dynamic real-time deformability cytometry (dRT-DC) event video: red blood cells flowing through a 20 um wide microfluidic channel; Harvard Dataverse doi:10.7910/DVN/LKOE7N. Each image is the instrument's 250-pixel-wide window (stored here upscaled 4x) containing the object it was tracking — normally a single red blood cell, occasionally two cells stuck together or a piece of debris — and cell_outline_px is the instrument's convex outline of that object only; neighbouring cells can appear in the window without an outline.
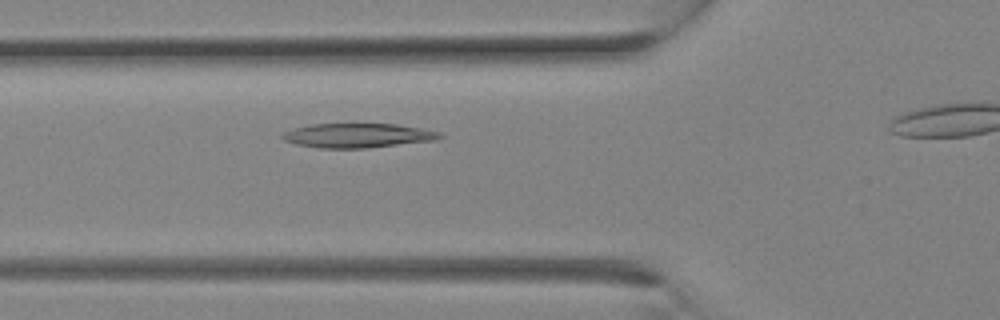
{"species": "Egyptian fruit bat (a non-hibernating species)", "species_latin": "Rousettus aegyptiacus", "temperature_condition": "room temperature", "stored_images_in_passage": 7, "camera_frame_rate_fps": 3000, "um_per_image_px": 0.085, "animal": {"sex": "female"}, "frame": {"image": 1, "passage_image": 6, "time_ms": 1.667, "image_size_px": [1000, 320], "cell_outline_px": [[444, 136], [432, 140], [368, 148], [320, 148], [296, 144], [284, 140], [280, 136], [284, 132], [292, 128], [312, 124], [396, 124], [420, 128], [440, 132]], "centroid_in_image_um": [30.35, 11.51], "position_along_channel_um": 95.4, "area_um2": 22.14}}